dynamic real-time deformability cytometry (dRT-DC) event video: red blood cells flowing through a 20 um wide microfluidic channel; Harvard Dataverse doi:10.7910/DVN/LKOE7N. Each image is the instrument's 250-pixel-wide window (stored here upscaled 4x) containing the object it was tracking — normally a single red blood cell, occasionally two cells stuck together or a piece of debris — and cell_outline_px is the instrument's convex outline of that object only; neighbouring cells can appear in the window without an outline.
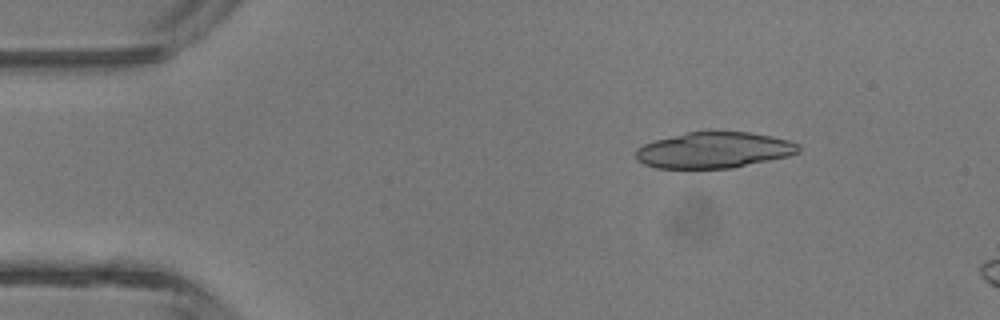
{"species": "common noctule bat (a hibernating species)", "species_latin": "Nyctalus noctula", "temperature_condition": "room temperature", "stored_images_in_passage": 6, "camera_frame_rate_fps": 3000, "um_per_image_px": 0.085, "animal": {"sex": "male", "body_mass_g": 13.3}, "frame": {"image": 1, "passage_image": 6, "time_ms": 6.0, "image_size_px": [1000, 320], "cell_outline_px": [[800, 152], [788, 156], [732, 168], [656, 168], [644, 164], [636, 160], [636, 148], [644, 144], [656, 140], [688, 132], [708, 128], [712, 128], [748, 132], [772, 136], [788, 140], [800, 144]], "centroid_in_image_um": [60.7, 12.72], "position_along_channel_um": 24.3, "area_um2": 34.91}}